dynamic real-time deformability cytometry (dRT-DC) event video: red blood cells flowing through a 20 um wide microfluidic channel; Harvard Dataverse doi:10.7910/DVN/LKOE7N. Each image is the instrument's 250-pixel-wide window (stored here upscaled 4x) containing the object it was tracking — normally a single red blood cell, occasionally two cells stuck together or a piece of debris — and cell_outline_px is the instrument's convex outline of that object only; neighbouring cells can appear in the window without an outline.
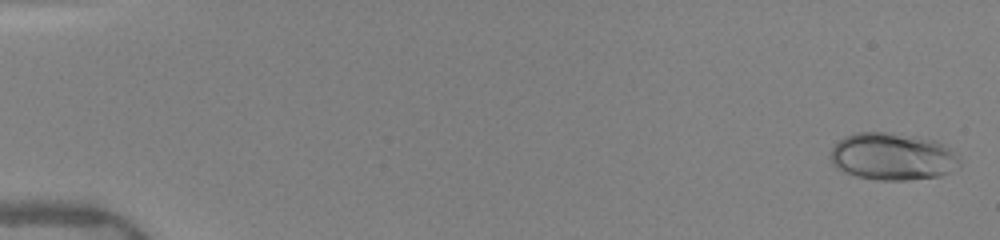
{"species": "human", "species_latin": "Homo sapiens", "temperature_condition": "warm", "stored_images_in_passage": 51, "camera_frame_rate_fps": 3000, "um_per_image_px": 0.085, "donor": {"sex": "female"}, "frame": {"image": 1, "passage_image": 2, "time_ms": 0.333, "image_size_px": [1000, 240], "cell_outline_px": [[960, 164], [948, 172], [940, 176], [908, 180], [880, 180], [856, 176], [844, 172], [836, 168], [832, 164], [828, 156], [832, 148], [844, 136], [856, 132], [892, 132], [936, 140], [944, 144], [956, 156]], "centroid_in_image_um": [75.8, 13.3], "position_along_channel_um": 9.2, "area_um2": 35.66}}
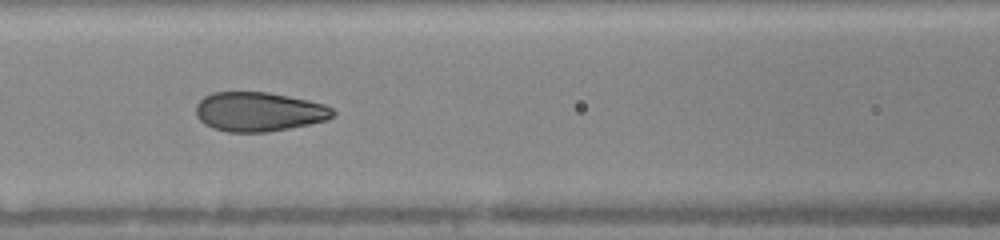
{"frame": {"image": 2, "passage_image": 24, "time_ms": 7.667, "image_size_px": [1000, 240], "cell_outline_px": [[336, 112], [328, 120], [288, 128], [264, 132], [228, 132], [212, 128], [204, 124], [196, 116], [196, 104], [204, 96], [212, 92], [268, 92], [308, 100], [324, 104], [332, 108]], "centroid_in_image_um": [21.98, 9.49], "position_along_channel_um": 144.6, "area_um2": 31.39}}
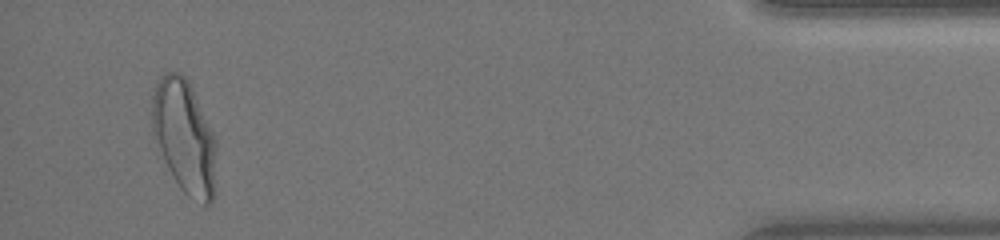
{"frame": {"image": 3, "passage_image": 49, "time_ms": 16.0, "image_size_px": [1000, 240], "cell_outline_px": [[216, 152], [212, 200], [208, 204], [204, 204], [188, 196], [180, 188], [172, 176], [152, 136], [152, 96], [156, 84], [160, 76], [168, 72], [180, 72], [188, 80], [216, 136]], "centroid_in_image_um": [15.66, 11.58], "position_along_channel_um": 419.5, "area_um2": 42.43}, "authors_computed_cell_mechanics": {"area_um2": 31.9056, "velocity_mm_per_s": 4.0421, "shape_relaxation_time_tau1_ms": 4.2097, "shape_relaxation_time_tau2_ms": null, "deformation_change_tau1": 0.158, "deformation_change_tau2": null}}